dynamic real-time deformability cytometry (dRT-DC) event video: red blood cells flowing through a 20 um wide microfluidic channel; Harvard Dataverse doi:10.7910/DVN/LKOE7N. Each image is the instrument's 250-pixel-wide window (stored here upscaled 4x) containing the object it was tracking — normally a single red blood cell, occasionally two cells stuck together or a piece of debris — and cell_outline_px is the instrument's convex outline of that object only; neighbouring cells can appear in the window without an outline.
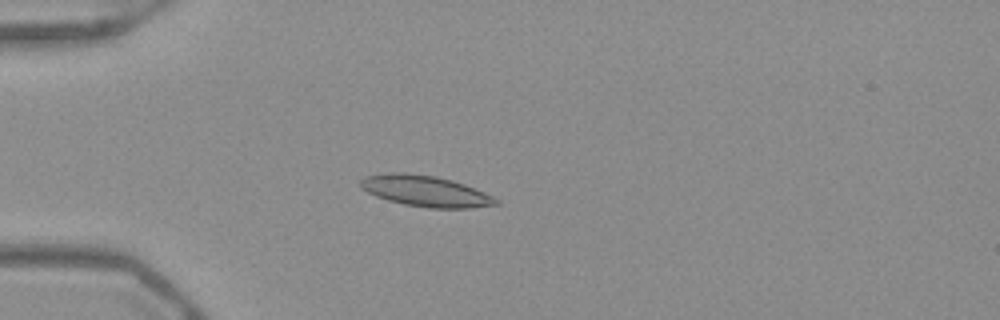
{"species": "Egyptian fruit bat (a non-hibernating species)", "species_latin": "Rousettus aegyptiacus", "temperature_condition": "warm", "stored_images_in_passage": 50, "camera_frame_rate_fps": 3000, "um_per_image_px": 0.085, "frame": {"image": 1, "passage_image": 13, "time_ms": 4.0, "image_size_px": [1000, 320], "cell_outline_px": [[500, 204], [472, 208], [428, 208], [404, 204], [388, 200], [376, 196], [360, 188], [360, 180], [364, 176], [388, 172], [404, 172], [436, 176], [452, 180], [464, 184], [484, 192], [500, 200]], "centroid_in_image_um": [36.16, 16.23], "position_along_channel_um": 48.8, "area_um2": 24.62}}
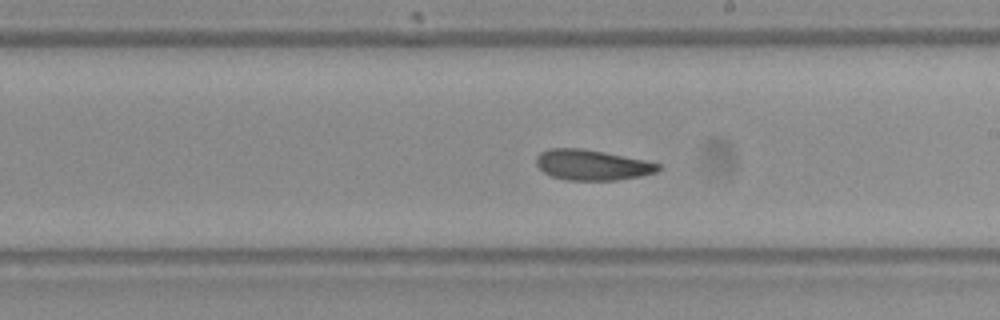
{"frame": {"image": 2, "passage_image": 29, "time_ms": 9.333, "image_size_px": [1000, 320], "cell_outline_px": [[660, 168], [656, 172], [640, 176], [616, 180], [568, 180], [552, 176], [544, 172], [536, 164], [536, 156], [540, 152], [548, 148], [580, 148], [604, 152], [644, 160], [660, 164]], "centroid_in_image_um": [50.3, 14.01], "position_along_channel_um": 238.7, "area_um2": 21.5}}
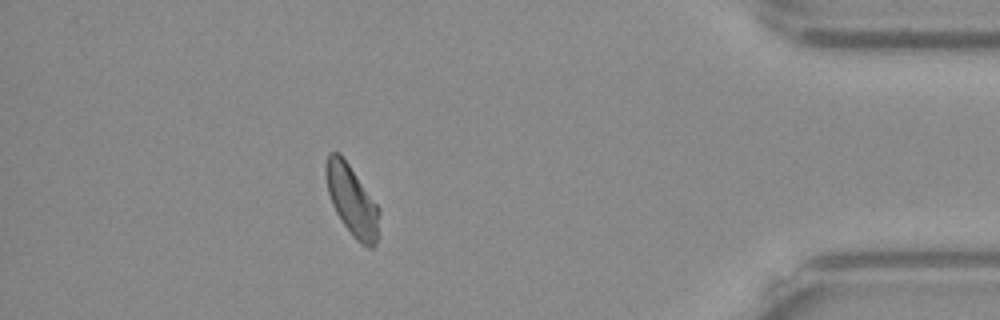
{"frame": {"image": 3, "passage_image": 45, "time_ms": 14.667, "image_size_px": [1000, 320], "cell_outline_px": [[380, 212], [376, 244], [372, 248], [368, 248], [360, 244], [356, 240], [344, 224], [336, 212], [332, 204], [328, 192], [324, 176], [324, 164], [328, 152], [340, 152], [380, 208]], "centroid_in_image_um": [29.9, 17.01], "position_along_channel_um": 405.3, "area_um2": 22.08}, "authors_computed_cell_mechanics": {"area_um2": 22.2819, "velocity_mm_per_s": 3.9102, "shape_relaxation_time_tau1_ms": 4.402, "shape_relaxation_time_tau2_ms": 3.5207, "deformation_change_tau1": 0.102, "deformation_change_tau2": 0.0872}}